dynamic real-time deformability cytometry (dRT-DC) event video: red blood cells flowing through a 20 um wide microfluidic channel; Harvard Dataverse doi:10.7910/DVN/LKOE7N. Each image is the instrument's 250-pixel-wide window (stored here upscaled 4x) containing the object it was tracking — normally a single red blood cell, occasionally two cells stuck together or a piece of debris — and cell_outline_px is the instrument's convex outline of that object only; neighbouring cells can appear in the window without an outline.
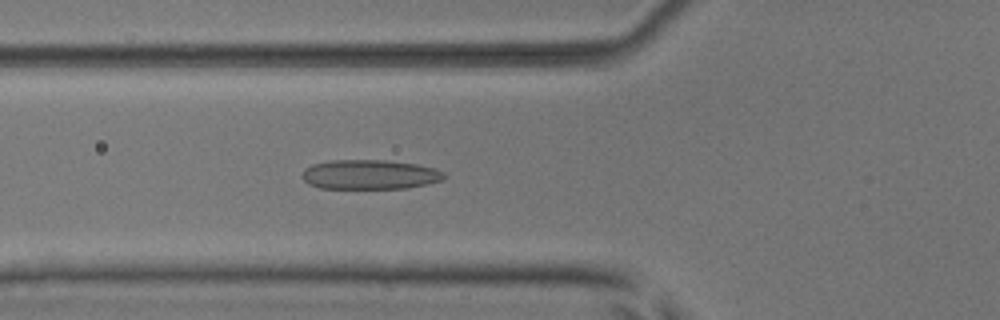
{"species": "common noctule bat (a hibernating species)", "species_latin": "Nyctalus noctula", "temperature_condition": "room temperature", "stored_images_in_passage": 53, "camera_frame_rate_fps": 3000, "um_per_image_px": 0.085, "animal": {"sex": "male", "body_mass_g": 17.9, "forearm_length_mm": 54.2}, "frame": {"image": 1, "passage_image": 20, "time_ms": 6.333, "image_size_px": [1000, 320], "cell_outline_px": [[444, 180], [408, 188], [320, 188], [308, 184], [300, 176], [304, 168], [312, 164], [332, 160], [384, 160], [416, 164], [432, 168], [444, 172]], "centroid_in_image_um": [31.38, 14.83], "position_along_channel_um": 94.4, "area_um2": 24.45}}
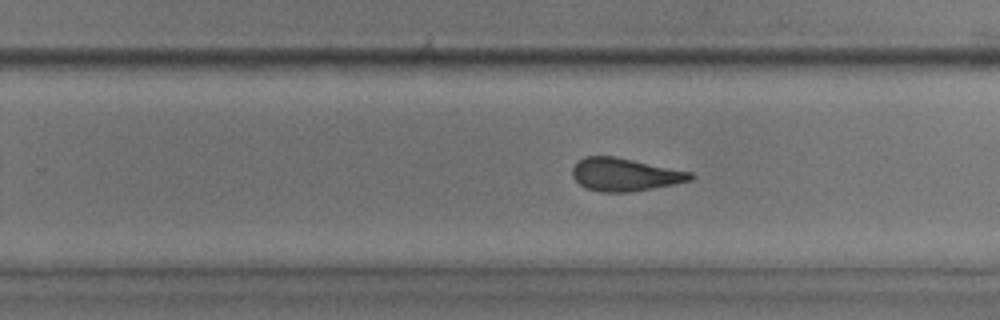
{"frame": {"image": 2, "passage_image": 34, "time_ms": 11.0, "image_size_px": [1000, 320], "cell_outline_px": [[696, 176], [692, 180], [632, 192], [600, 192], [588, 188], [580, 184], [572, 176], [572, 168], [584, 156], [616, 156], [692, 172]], "centroid_in_image_um": [53.13, 14.83], "position_along_channel_um": 276.7, "area_um2": 22.6}}
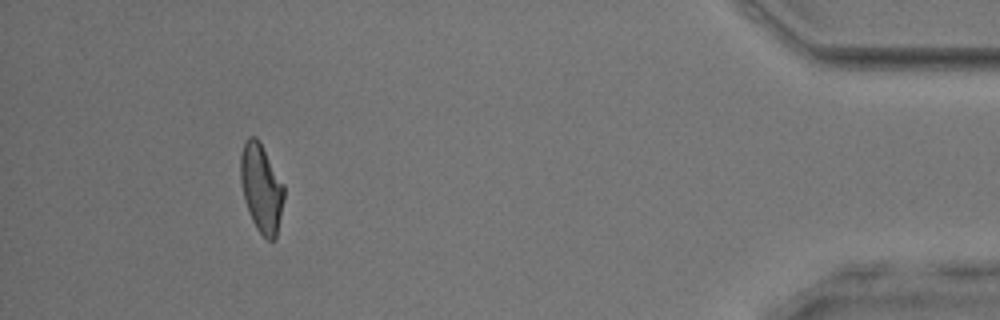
{"frame": {"image": 3, "passage_image": 49, "time_ms": 16.0, "image_size_px": [1000, 320], "cell_outline_px": [[284, 200], [276, 240], [268, 240], [256, 228], [252, 220], [244, 200], [240, 180], [240, 156], [244, 140], [248, 136], [256, 136], [260, 140], [284, 184]], "centroid_in_image_um": [22.21, 15.95], "position_along_channel_um": 413.0, "area_um2": 22.77}, "authors_computed_cell_mechanics": {"area_um2": 23.6402, "velocity_mm_per_s": 3.9092, "shape_relaxation_time_tau1_ms": 7.526, "shape_relaxation_time_tau2_ms": 2.1971, "deformation_change_tau1": 0.1871, "deformation_change_tau2": 0.1118}}